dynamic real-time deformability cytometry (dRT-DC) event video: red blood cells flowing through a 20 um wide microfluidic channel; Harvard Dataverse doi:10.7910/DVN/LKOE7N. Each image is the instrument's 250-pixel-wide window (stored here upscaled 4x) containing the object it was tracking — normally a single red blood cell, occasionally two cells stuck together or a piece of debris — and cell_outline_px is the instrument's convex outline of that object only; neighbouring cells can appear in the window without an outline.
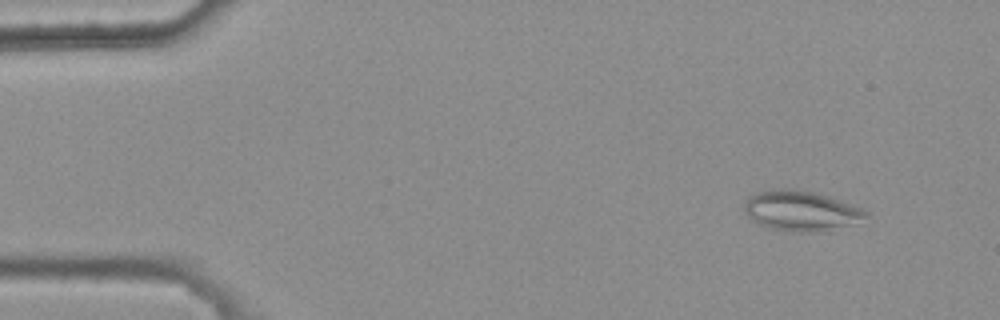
{"species": "common noctule bat (a hibernating species)", "species_latin": "Nyctalus noctula", "temperature_condition": "warm", "stored_images_in_passage": 3, "camera_frame_rate_fps": 3000, "um_per_image_px": 0.085, "animal": {"sex": "female", "body_mass_g": 25.1}, "frame": {"image": 1, "passage_image": 1, "time_ms": 0.0, "image_size_px": [1000, 320], "cell_outline_px": [[868, 216], [852, 224], [828, 232], [784, 232], [768, 228], [752, 220], [744, 212], [744, 204], [748, 196], [756, 192], [776, 188], [788, 188], [816, 192], [864, 208], [868, 212]], "centroid_in_image_um": [68.08, 17.93], "position_along_channel_um": 16.9, "area_um2": 29.07}}